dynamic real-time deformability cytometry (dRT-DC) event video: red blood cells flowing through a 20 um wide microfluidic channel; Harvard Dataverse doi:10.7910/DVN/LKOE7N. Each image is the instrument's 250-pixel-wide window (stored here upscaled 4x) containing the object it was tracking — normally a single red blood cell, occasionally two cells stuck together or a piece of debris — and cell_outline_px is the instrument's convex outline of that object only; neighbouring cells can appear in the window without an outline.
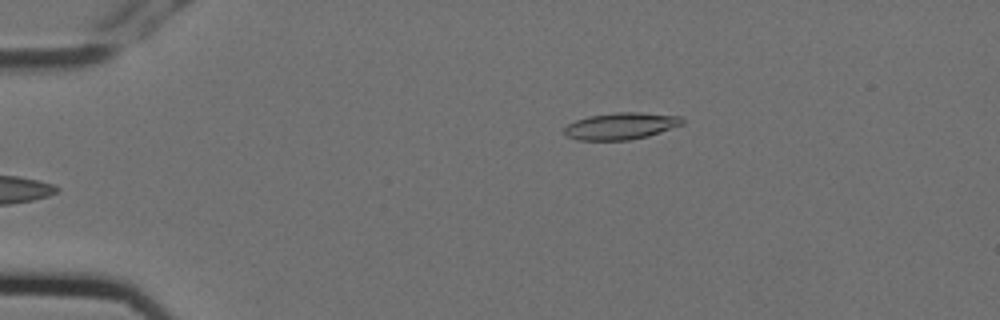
{"species": "Egyptian fruit bat (a non-hibernating species)", "species_latin": "Rousettus aegyptiacus", "temperature_condition": "cold", "stored_images_in_passage": 6, "camera_frame_rate_fps": 3000, "um_per_image_px": 0.085, "animal": {"sex": "female"}, "frame": {"image": 1, "passage_image": 6, "time_ms": 1.667, "image_size_px": [1000, 320], "cell_outline_px": [[684, 124], [648, 136], [628, 140], [576, 140], [564, 136], [564, 128], [568, 124], [576, 120], [588, 116], [616, 112], [640, 112], [680, 116], [684, 120]], "centroid_in_image_um": [52.76, 10.71], "position_along_channel_um": 32.2, "area_um2": 18.55}}